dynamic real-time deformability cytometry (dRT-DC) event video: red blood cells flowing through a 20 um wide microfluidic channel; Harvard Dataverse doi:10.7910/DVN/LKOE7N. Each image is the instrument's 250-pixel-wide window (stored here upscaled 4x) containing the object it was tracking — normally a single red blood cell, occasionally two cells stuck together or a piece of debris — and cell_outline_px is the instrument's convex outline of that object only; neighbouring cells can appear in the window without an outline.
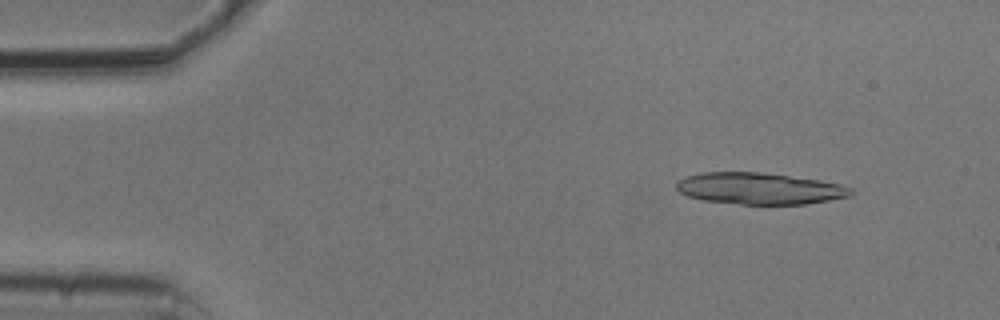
{"species": "common noctule bat (a hibernating species)", "species_latin": "Nyctalus noctula", "temperature_condition": "cold", "stored_images_in_passage": 52, "camera_frame_rate_fps": 3000, "um_per_image_px": 0.085, "animal": {"sex": "male", "body_mass_g": 20.5, "forearm_length_mm": 52.5}, "frame": {"image": 1, "passage_image": 5, "time_ms": 1.333, "image_size_px": [1000, 320], "cell_outline_px": [[852, 196], [808, 204], [740, 204], [704, 200], [688, 196], [680, 192], [676, 188], [676, 180], [684, 176], [700, 172], [760, 172], [820, 180], [840, 184], [852, 188]], "centroid_in_image_um": [64.54, 16.02], "position_along_channel_um": 20.5, "area_um2": 32.25}}
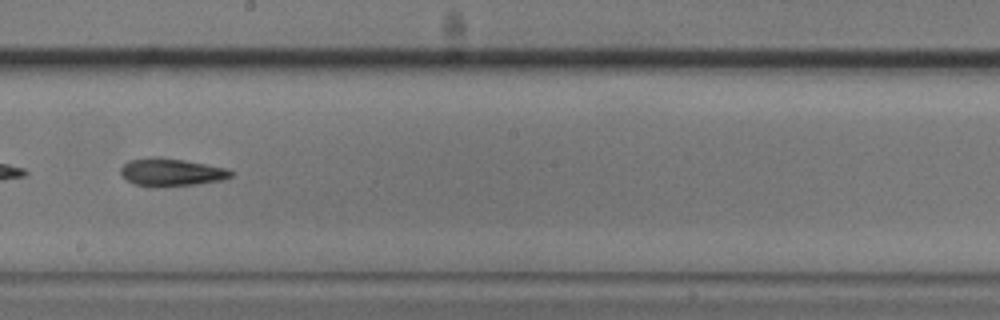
{"frame": {"image": 2, "passage_image": 29, "time_ms": 9.333, "image_size_px": [1000, 320], "cell_outline_px": [[232, 176], [220, 180], [192, 184], [152, 188], [132, 184], [120, 172], [120, 168], [128, 160], [152, 156], [160, 156], [184, 160], [228, 168], [232, 172]], "centroid_in_image_um": [14.5, 14.63], "position_along_channel_um": 233.7, "area_um2": 17.98}}
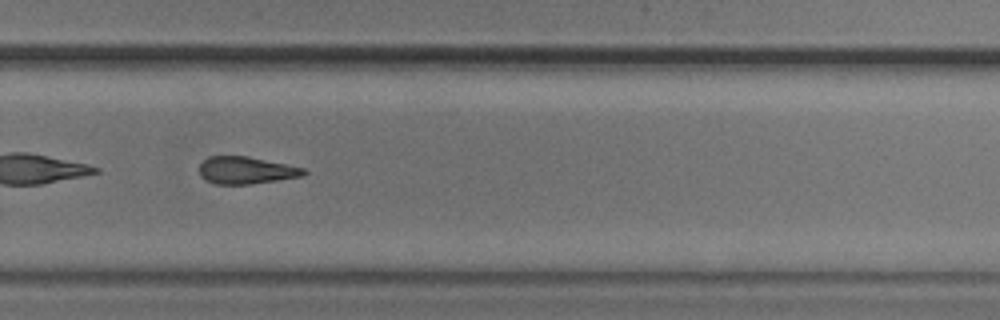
{"frame": {"image": 3, "passage_image": 35, "time_ms": 11.333, "image_size_px": [1000, 320], "cell_outline_px": [[308, 172], [304, 176], [248, 184], [216, 184], [204, 180], [200, 176], [200, 164], [208, 156], [248, 156], [304, 168]], "centroid_in_image_um": [20.9, 14.47], "position_along_channel_um": 308.9, "area_um2": 16.53}, "authors_computed_cell_mechanics": {"area_um2": 17.9758, "velocity_mm_per_s": 3.7853, "shape_relaxation_time_tau1_ms": 4.7151, "shape_relaxation_time_tau2_ms": null, "deformation_change_tau1": 0.1314, "deformation_change_tau2": null}}